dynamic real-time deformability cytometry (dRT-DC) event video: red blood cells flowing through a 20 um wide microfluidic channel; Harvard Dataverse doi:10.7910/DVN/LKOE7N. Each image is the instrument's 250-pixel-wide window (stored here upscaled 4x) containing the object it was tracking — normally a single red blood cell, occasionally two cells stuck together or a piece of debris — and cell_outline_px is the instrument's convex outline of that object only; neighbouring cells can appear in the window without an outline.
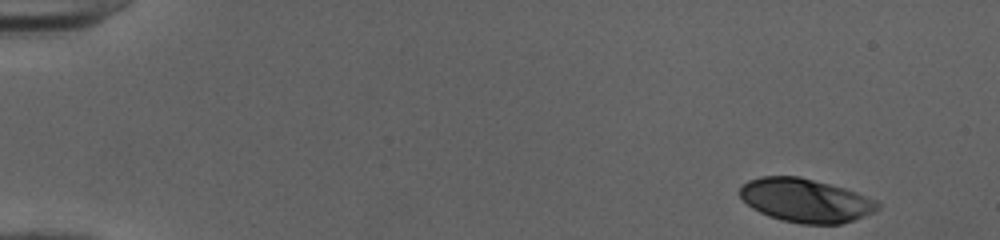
{"species": "human", "species_latin": "Homo sapiens", "temperature_condition": "cold", "stored_images_in_passage": 48, "camera_frame_rate_fps": 3000, "um_per_image_px": 0.085, "donor": {"sex": "female"}, "frame": {"image": 1, "passage_image": 1, "time_ms": 0.0, "image_size_px": [1000, 240], "cell_outline_px": [[880, 208], [876, 212], [840, 224], [800, 224], [780, 220], [768, 216], [752, 208], [740, 196], [740, 188], [748, 180], [760, 176], [800, 176], [844, 188], [856, 192], [876, 200], [880, 204]], "centroid_in_image_um": [68.48, 17.04], "position_along_channel_um": 16.5, "area_um2": 35.08}}
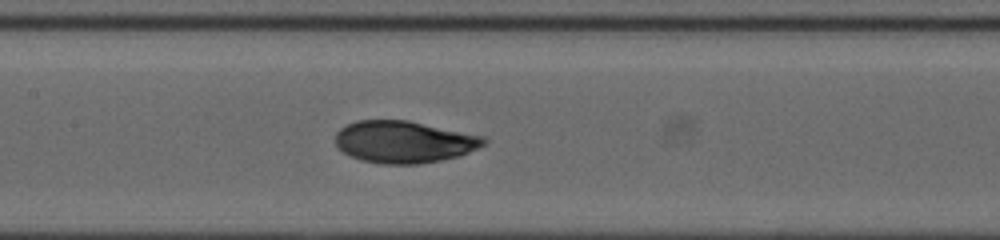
{"frame": {"image": 2, "passage_image": 23, "time_ms": 7.333, "image_size_px": [1000, 240], "cell_outline_px": [[488, 140], [484, 144], [460, 156], [420, 164], [380, 164], [360, 160], [344, 152], [336, 144], [336, 132], [340, 128], [356, 120], [408, 120], [484, 136]], "centroid_in_image_um": [34.34, 12.06], "position_along_channel_um": 173.1, "area_um2": 36.3}}
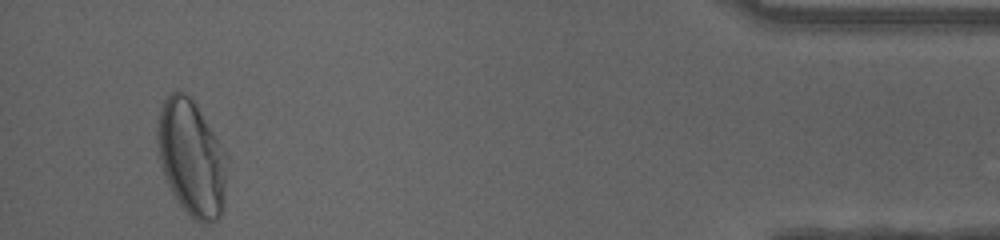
{"frame": {"image": 3, "passage_image": 46, "time_ms": 15.0, "image_size_px": [1000, 240], "cell_outline_px": [[228, 160], [224, 196], [220, 216], [216, 220], [204, 224], [196, 220], [180, 204], [172, 192], [164, 172], [160, 160], [156, 140], [156, 128], [160, 108], [164, 100], [172, 92], [184, 92], [196, 104], [228, 156]], "centroid_in_image_um": [16.28, 13.41], "position_along_channel_um": 418.9, "area_um2": 46.59}, "authors_computed_cell_mechanics": {"area_um2": 36.2695, "velocity_mm_per_s": 4.013, "shape_relaxation_time_tau1_ms": 5.6698, "shape_relaxation_time_tau2_ms": 0.9942, "deformation_change_tau1": 0.2212, "deformation_change_tau2": 0.0534}}